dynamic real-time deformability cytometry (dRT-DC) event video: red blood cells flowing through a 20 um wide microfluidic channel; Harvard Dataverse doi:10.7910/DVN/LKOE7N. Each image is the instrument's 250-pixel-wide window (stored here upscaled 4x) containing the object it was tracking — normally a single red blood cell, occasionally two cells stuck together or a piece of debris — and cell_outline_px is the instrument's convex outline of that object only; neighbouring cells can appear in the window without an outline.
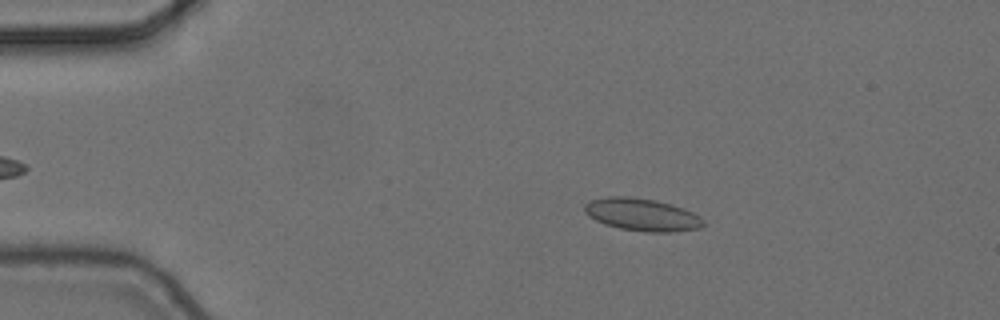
{"species": "common noctule bat (a hibernating species)", "species_latin": "Nyctalus noctula", "temperature_condition": "cold", "stored_images_in_passage": 6, "camera_frame_rate_fps": 3000, "um_per_image_px": 0.085, "animal": {"sex": "female", "body_mass_g": 24.6, "forearm_length_mm": 56.2}, "frame": {"image": 1, "passage_image": 3, "time_ms": 0.667, "image_size_px": [1000, 320], "cell_outline_px": [[704, 224], [700, 228], [668, 232], [644, 232], [620, 228], [604, 224], [588, 216], [584, 212], [584, 204], [592, 200], [608, 196], [628, 196], [656, 200], [684, 208], [700, 216], [704, 220]], "centroid_in_image_um": [54.56, 18.24], "position_along_channel_um": 30.4, "area_um2": 22.54}}
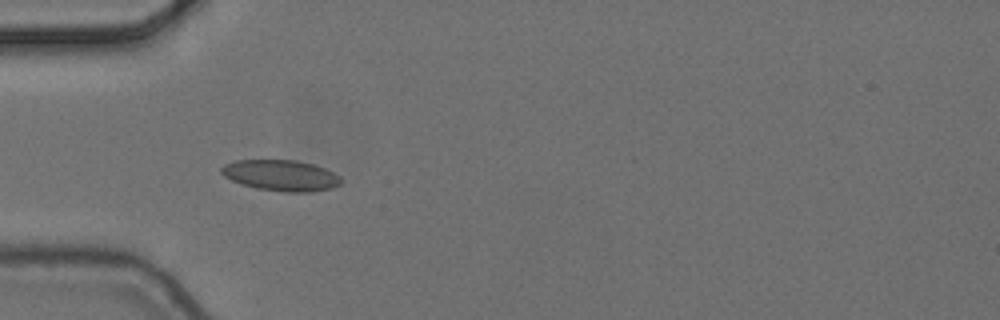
{"frame": {"image": 2, "passage_image": 5, "time_ms": 1.333, "image_size_px": [1000, 320], "cell_outline_px": [[344, 180], [340, 184], [332, 188], [312, 192], [284, 192], [256, 188], [232, 180], [224, 176], [220, 172], [220, 168], [224, 164], [236, 160], [296, 160], [312, 164], [324, 168], [340, 176]], "centroid_in_image_um": [23.9, 14.91], "position_along_channel_um": 61.1, "area_um2": 21.62}}
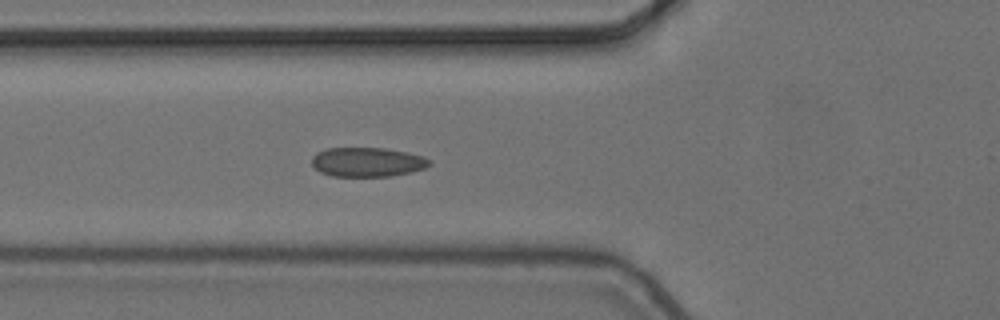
{"frame": {"image": 3, "passage_image": 6, "time_ms": 1.667, "image_size_px": [1000, 320], "cell_outline_px": [[432, 164], [424, 168], [412, 172], [392, 176], [332, 176], [320, 172], [312, 164], [312, 156], [316, 152], [324, 148], [384, 148], [408, 152], [424, 156], [432, 160]], "centroid_in_image_um": [31.25, 13.77], "position_along_channel_um": 94.6, "area_um2": 20.35}}